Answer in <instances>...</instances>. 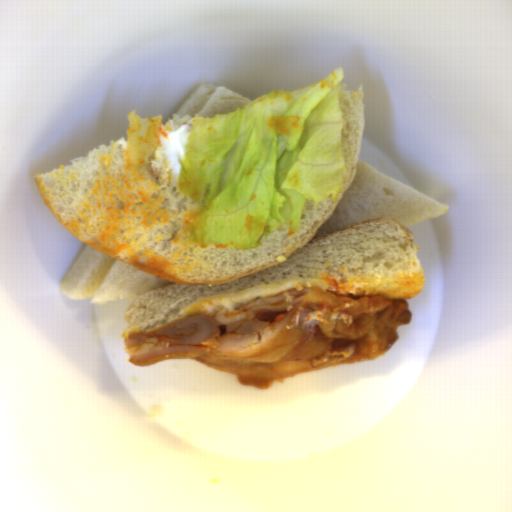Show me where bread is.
I'll list each match as a JSON object with an SVG mask.
<instances>
[{"mask_svg": "<svg viewBox=\"0 0 512 512\" xmlns=\"http://www.w3.org/2000/svg\"><path fill=\"white\" fill-rule=\"evenodd\" d=\"M343 182L337 201L304 202L298 232L290 222L257 248H199L189 240L202 203L178 185L194 120L160 125L157 145L141 167L127 165L128 137L98 146L34 180L65 231L93 249L154 274L168 284L145 290L125 317L126 337L173 322L239 309L250 300L316 287L351 297L407 303L425 276L416 234L388 217L338 227L317 238L357 177L365 120V91L341 90Z\"/></svg>", "mask_w": 512, "mask_h": 512, "instance_id": "1", "label": "bread"}, {"mask_svg": "<svg viewBox=\"0 0 512 512\" xmlns=\"http://www.w3.org/2000/svg\"><path fill=\"white\" fill-rule=\"evenodd\" d=\"M448 205L428 197L358 159L356 177L347 192L312 236L339 227L388 217L408 228L441 216Z\"/></svg>", "mask_w": 512, "mask_h": 512, "instance_id": "2", "label": "bread"}, {"mask_svg": "<svg viewBox=\"0 0 512 512\" xmlns=\"http://www.w3.org/2000/svg\"><path fill=\"white\" fill-rule=\"evenodd\" d=\"M164 284L169 283L86 243L62 278L59 289L73 300H89L94 304L136 300L146 290Z\"/></svg>", "mask_w": 512, "mask_h": 512, "instance_id": "3", "label": "bread"}, {"mask_svg": "<svg viewBox=\"0 0 512 512\" xmlns=\"http://www.w3.org/2000/svg\"><path fill=\"white\" fill-rule=\"evenodd\" d=\"M252 98L221 83L200 85L175 111L174 117L213 118L240 108ZM169 120V121H170Z\"/></svg>", "mask_w": 512, "mask_h": 512, "instance_id": "4", "label": "bread"}]
</instances>
